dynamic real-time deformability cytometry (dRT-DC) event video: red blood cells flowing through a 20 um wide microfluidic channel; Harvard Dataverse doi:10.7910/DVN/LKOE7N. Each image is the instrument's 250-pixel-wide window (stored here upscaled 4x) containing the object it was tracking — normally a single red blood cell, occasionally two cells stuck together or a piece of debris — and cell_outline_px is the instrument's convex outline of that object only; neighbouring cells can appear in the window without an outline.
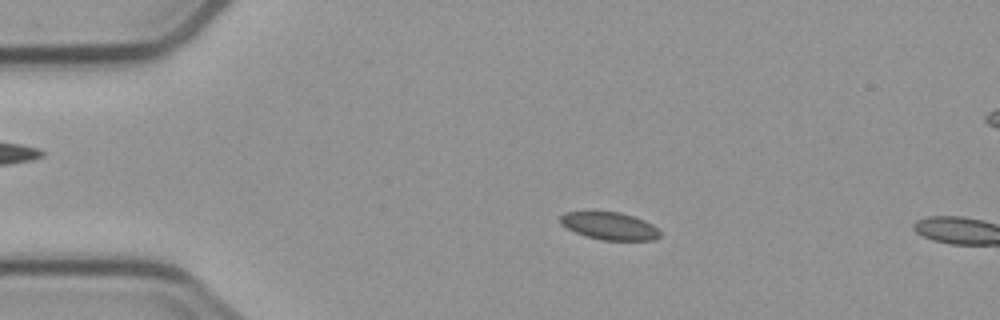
{"species": "common noctule bat (a hibernating species)", "species_latin": "Nyctalus noctula", "temperature_condition": "cold", "stored_images_in_passage": 4, "camera_frame_rate_fps": 3000, "um_per_image_px": 0.085, "animal": {"sex": "male", "body_mass_g": 23.1, "forearm_length_mm": 52.7}, "frame": {"image": 1, "passage_image": 3, "time_ms": 2.333, "image_size_px": [1000, 320], "cell_outline_px": [[660, 236], [652, 240], [600, 240], [584, 236], [560, 224], [560, 216], [564, 212], [592, 208], [620, 212], [644, 220], [652, 224], [660, 232]], "centroid_in_image_um": [51.72, 19.15], "position_along_channel_um": 33.3, "area_um2": 16.7}}